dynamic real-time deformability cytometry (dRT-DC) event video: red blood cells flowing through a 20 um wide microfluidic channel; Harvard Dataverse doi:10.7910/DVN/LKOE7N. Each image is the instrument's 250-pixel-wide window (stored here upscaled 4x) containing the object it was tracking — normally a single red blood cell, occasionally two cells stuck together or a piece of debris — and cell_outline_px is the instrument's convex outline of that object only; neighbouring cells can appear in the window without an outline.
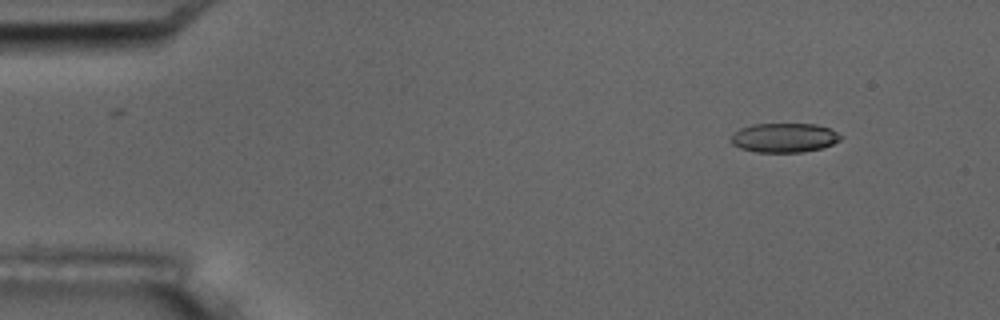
{"species": "common noctule bat (a hibernating species)", "species_latin": "Nyctalus noctula", "temperature_condition": "room temperature", "stored_images_in_passage": 5, "camera_frame_rate_fps": 3000, "um_per_image_px": 0.085, "animal": {"sex": "male", "body_mass_g": 17.5, "forearm_length_mm": 52.3}, "frame": {"image": 1, "passage_image": 1, "time_ms": 0.0, "image_size_px": [1000, 320], "cell_outline_px": [[844, 136], [840, 140], [832, 144], [820, 148], [800, 152], [756, 152], [740, 148], [732, 144], [728, 140], [740, 128], [752, 124], [816, 124], [832, 128]], "centroid_in_image_um": [66.67, 11.7], "position_along_channel_um": 18.3, "area_um2": 18.84}}